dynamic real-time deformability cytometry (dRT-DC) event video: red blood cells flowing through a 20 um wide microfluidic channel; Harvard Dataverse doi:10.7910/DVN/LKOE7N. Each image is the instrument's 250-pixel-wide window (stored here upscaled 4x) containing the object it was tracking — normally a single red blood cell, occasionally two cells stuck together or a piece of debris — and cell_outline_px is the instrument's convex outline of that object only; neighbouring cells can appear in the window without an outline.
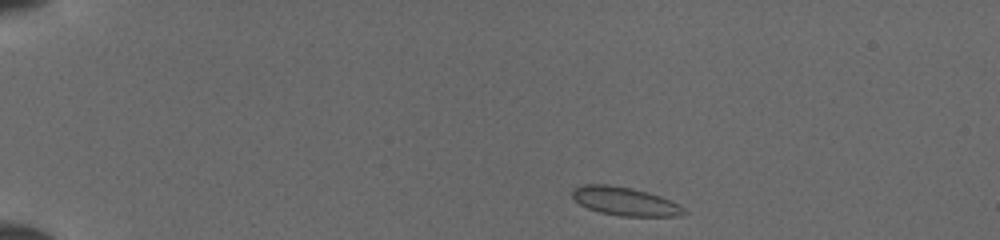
{"species": "common noctule bat (a hibernating species)", "species_latin": "Nyctalus noctula", "temperature_condition": "cold", "stored_images_in_passage": 41, "camera_frame_rate_fps": 3000, "um_per_image_px": 0.085, "animal": {"sex": "female", "body_mass_g": 19.5, "forearm_length_mm": 54.1}, "frame": {"image": 1, "passage_image": 1, "time_ms": 0.0, "image_size_px": [1000, 240], "cell_outline_px": [[688, 212], [680, 216], [620, 216], [600, 212], [588, 208], [580, 204], [572, 196], [572, 188], [584, 184], [608, 184], [632, 188], [660, 196], [680, 204]], "centroid_in_image_um": [53.13, 17.11], "position_along_channel_um": 31.9, "area_um2": 18.55}}
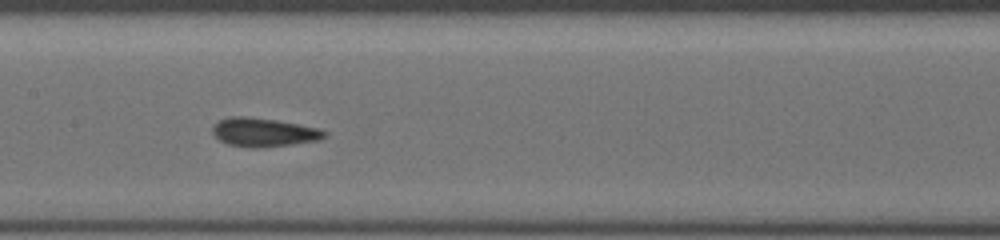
{"frame": {"image": 2, "passage_image": 18, "time_ms": 5.667, "image_size_px": [1000, 240], "cell_outline_px": [[328, 136], [320, 140], [264, 148], [248, 148], [228, 144], [220, 140], [212, 132], [212, 128], [220, 120], [232, 116], [244, 116], [276, 120], [320, 128], [328, 132]], "centroid_in_image_um": [22.47, 11.26], "position_along_channel_um": 184.9, "area_um2": 18.84}}
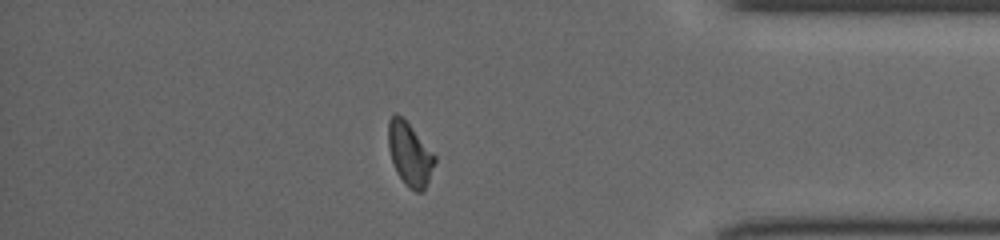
{"frame": {"image": 3, "passage_image": 35, "time_ms": 11.333, "image_size_px": [1000, 240], "cell_outline_px": [[436, 160], [428, 180], [424, 188], [420, 192], [416, 192], [408, 188], [396, 172], [388, 148], [388, 120], [396, 112], [408, 124], [436, 156]], "centroid_in_image_um": [34.8, 13.11], "position_along_channel_um": 400.4, "area_um2": 16.76}}